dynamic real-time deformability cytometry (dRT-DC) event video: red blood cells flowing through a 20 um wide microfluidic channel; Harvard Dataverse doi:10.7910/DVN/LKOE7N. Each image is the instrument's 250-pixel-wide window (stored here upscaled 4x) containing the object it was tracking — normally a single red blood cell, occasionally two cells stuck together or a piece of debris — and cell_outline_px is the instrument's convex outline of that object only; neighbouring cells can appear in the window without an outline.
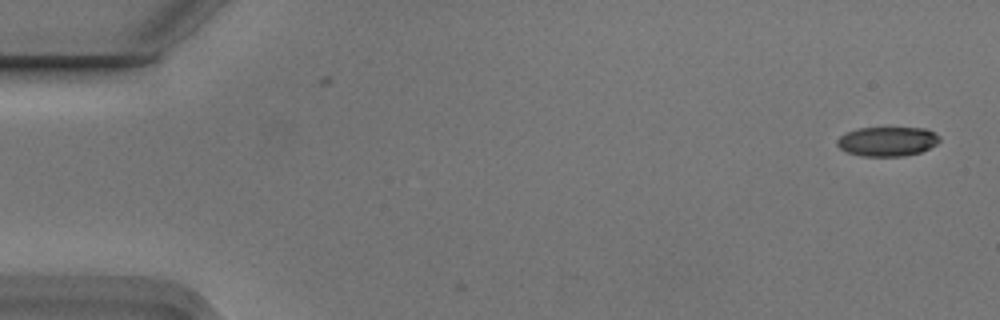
{"species": "Egyptian fruit bat (a non-hibernating species)", "species_latin": "Rousettus aegyptiacus", "temperature_condition": "cold", "stored_images_in_passage": 5, "camera_frame_rate_fps": 3000, "um_per_image_px": 0.085, "animal": {"sex": "male"}, "frame": {"image": 1, "passage_image": 1, "time_ms": 0.0, "image_size_px": [1000, 320], "cell_outline_px": [[940, 140], [936, 144], [920, 152], [904, 156], [860, 156], [848, 152], [840, 148], [836, 144], [836, 140], [844, 132], [860, 128], [924, 128], [940, 136]], "centroid_in_image_um": [75.39, 12.02], "position_along_channel_um": 9.6, "area_um2": 17.51}}
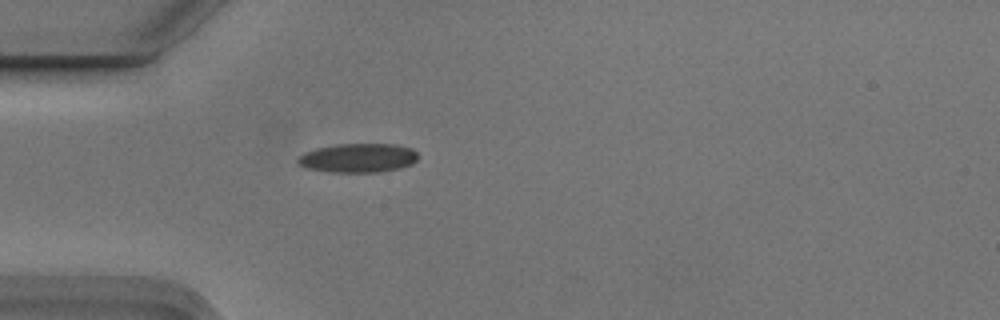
{"frame": {"image": 2, "passage_image": 5, "time_ms": 1.333, "image_size_px": [1000, 320], "cell_outline_px": [[416, 160], [412, 164], [400, 168], [380, 172], [332, 172], [308, 168], [300, 164], [296, 160], [304, 152], [316, 148], [336, 144], [396, 144], [412, 148], [416, 152]], "centroid_in_image_um": [30.45, 13.42], "position_along_channel_um": 54.5, "area_um2": 20.29}}